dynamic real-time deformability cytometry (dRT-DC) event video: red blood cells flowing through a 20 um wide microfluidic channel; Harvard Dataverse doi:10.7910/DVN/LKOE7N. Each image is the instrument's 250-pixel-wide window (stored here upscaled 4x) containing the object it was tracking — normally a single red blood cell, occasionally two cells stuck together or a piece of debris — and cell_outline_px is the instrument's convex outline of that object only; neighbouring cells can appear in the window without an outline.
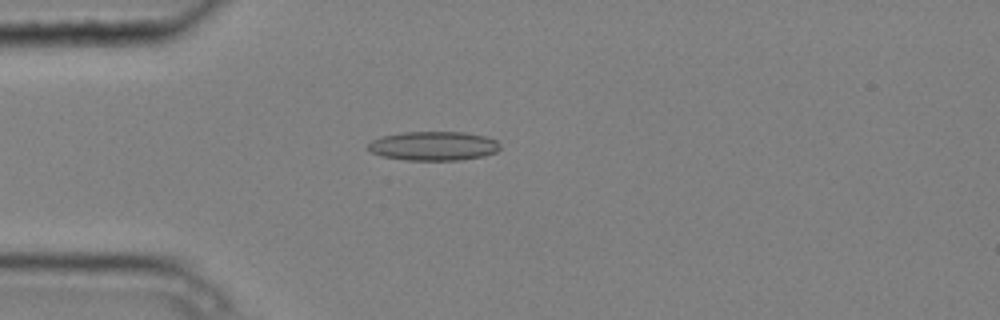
{"species": "common noctule bat (a hibernating species)", "species_latin": "Nyctalus noctula", "temperature_condition": "cold", "stored_images_in_passage": 4, "camera_frame_rate_fps": 3000, "um_per_image_px": 0.085, "animal": {"sex": "male", "body_mass_g": 20.4}, "frame": {"image": 1, "passage_image": 4, "time_ms": 1.0, "image_size_px": [1000, 320], "cell_outline_px": [[500, 148], [496, 152], [484, 156], [460, 160], [404, 160], [380, 156], [372, 152], [368, 148], [368, 144], [372, 140], [380, 136], [400, 132], [464, 132], [488, 136], [496, 140], [500, 144]], "centroid_in_image_um": [36.85, 12.4], "position_along_channel_um": 48.1, "area_um2": 22.66}}